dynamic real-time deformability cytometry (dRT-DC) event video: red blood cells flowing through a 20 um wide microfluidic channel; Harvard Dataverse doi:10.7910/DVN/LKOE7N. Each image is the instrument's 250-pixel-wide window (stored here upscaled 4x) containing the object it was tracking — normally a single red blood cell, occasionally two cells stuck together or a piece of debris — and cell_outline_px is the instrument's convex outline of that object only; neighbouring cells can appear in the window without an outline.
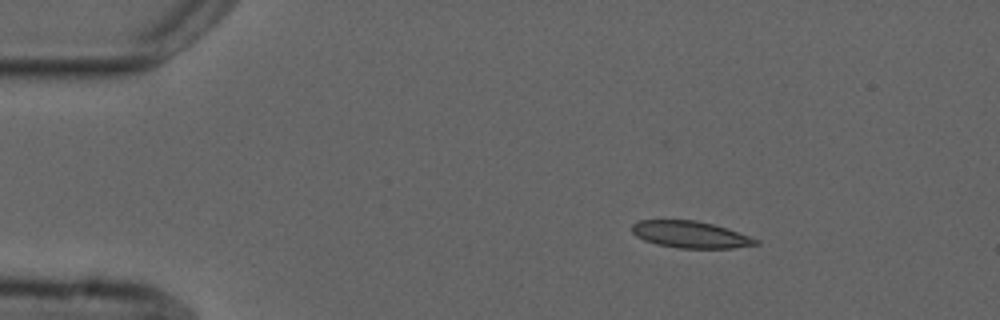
{"species": "common noctule bat (a hibernating species)", "species_latin": "Nyctalus noctula", "temperature_condition": "cold", "stored_images_in_passage": 3, "camera_frame_rate_fps": 3000, "um_per_image_px": 0.085, "animal": {"sex": "male", "forearm_length_mm": 52.5}, "frame": {"image": 1, "passage_image": 1, "time_ms": 0.0, "image_size_px": [1000, 320], "cell_outline_px": [[760, 244], [732, 248], [680, 248], [656, 244], [644, 240], [636, 236], [632, 232], [632, 224], [640, 220], [696, 220], [728, 228], [760, 240]], "centroid_in_image_um": [58.7, 19.93], "position_along_channel_um": 26.3, "area_um2": 19.36}}